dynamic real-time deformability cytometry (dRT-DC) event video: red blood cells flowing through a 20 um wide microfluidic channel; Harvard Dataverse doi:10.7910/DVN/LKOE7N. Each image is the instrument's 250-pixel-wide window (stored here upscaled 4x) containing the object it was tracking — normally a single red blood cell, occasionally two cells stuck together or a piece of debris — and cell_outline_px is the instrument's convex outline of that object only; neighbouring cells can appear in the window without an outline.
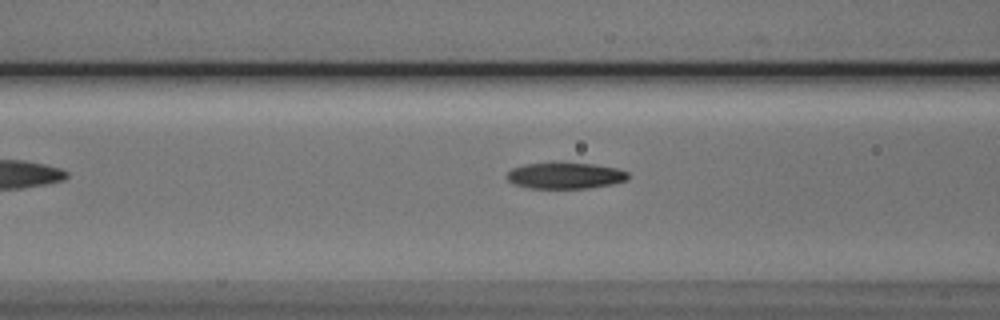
{"species": "Egyptian fruit bat (a non-hibernating species)", "species_latin": "Rousettus aegyptiacus", "temperature_condition": "cold", "stored_images_in_passage": 6, "camera_frame_rate_fps": 3000, "um_per_image_px": 0.085, "animal": {"sex": "male"}, "frame": {"image": 1, "passage_image": 5, "time_ms": 4.667, "image_size_px": [1000, 320], "cell_outline_px": [[628, 180], [612, 184], [588, 188], [528, 188], [512, 184], [504, 176], [512, 168], [524, 164], [592, 164], [616, 168], [628, 172]], "centroid_in_image_um": [48.01, 14.95], "position_along_channel_um": 118.6, "area_um2": 18.26}}